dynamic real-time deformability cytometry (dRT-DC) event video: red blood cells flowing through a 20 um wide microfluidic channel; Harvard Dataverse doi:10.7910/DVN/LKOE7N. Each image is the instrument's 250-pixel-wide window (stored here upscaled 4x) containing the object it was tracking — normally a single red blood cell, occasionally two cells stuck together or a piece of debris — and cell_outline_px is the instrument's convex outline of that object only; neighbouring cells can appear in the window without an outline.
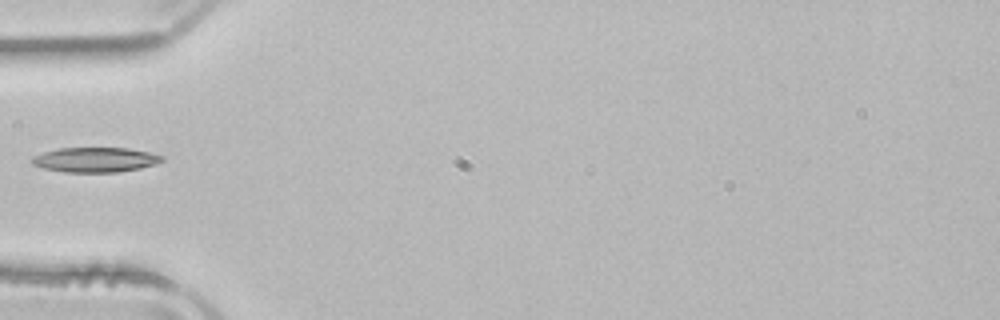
{"species": "common noctule bat (a hibernating species)", "species_latin": "Nyctalus noctula", "temperature_condition": "room temperature", "stored_images_in_passage": 31, "camera_frame_rate_fps": 3000, "um_per_image_px": 0.085, "animal": {"sex": "male", "body_mass_g": 21.5, "forearm_length_mm": 52.0}, "frame": {"image": 1, "passage_image": 1, "time_ms": 0.0, "image_size_px": [1000, 320], "cell_outline_px": [[164, 160], [156, 164], [140, 168], [116, 172], [64, 172], [44, 168], [32, 164], [32, 156], [44, 152], [60, 148], [128, 148], [148, 152], [164, 156]], "centroid_in_image_um": [8.11, 13.58], "position_along_channel_um": 76.9, "area_um2": 18.73}}